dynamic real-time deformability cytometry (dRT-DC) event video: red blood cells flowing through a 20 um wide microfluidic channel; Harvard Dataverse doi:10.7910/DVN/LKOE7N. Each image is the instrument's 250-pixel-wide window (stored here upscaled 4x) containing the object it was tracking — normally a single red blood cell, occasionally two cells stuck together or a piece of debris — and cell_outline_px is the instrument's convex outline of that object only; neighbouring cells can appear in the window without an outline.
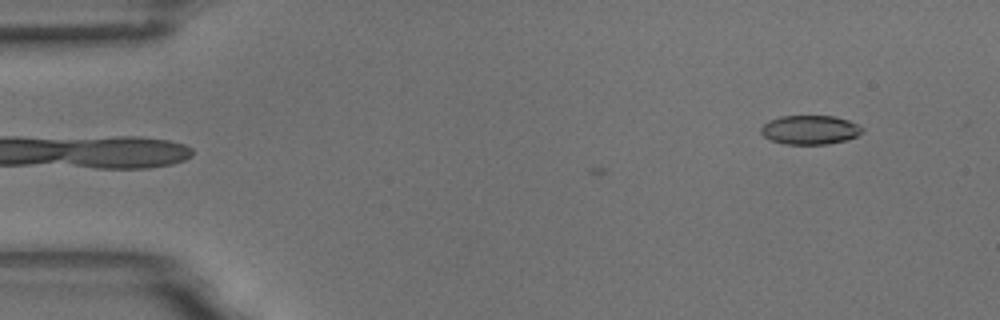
{"species": "common noctule bat (a hibernating species)", "species_latin": "Nyctalus noctula", "temperature_condition": "room temperature", "stored_images_in_passage": 3, "camera_frame_rate_fps": 3000, "um_per_image_px": 0.085, "animal": {"sex": "male", "body_mass_g": 18.8}, "frame": {"image": 1, "passage_image": 1, "time_ms": 0.0, "image_size_px": [1000, 320], "cell_outline_px": [[864, 132], [848, 140], [828, 144], [784, 144], [772, 140], [764, 136], [760, 132], [760, 128], [768, 120], [780, 116], [836, 116], [848, 120], [864, 128]], "centroid_in_image_um": [68.86, 11.03], "position_along_channel_um": 16.1, "area_um2": 17.28}}